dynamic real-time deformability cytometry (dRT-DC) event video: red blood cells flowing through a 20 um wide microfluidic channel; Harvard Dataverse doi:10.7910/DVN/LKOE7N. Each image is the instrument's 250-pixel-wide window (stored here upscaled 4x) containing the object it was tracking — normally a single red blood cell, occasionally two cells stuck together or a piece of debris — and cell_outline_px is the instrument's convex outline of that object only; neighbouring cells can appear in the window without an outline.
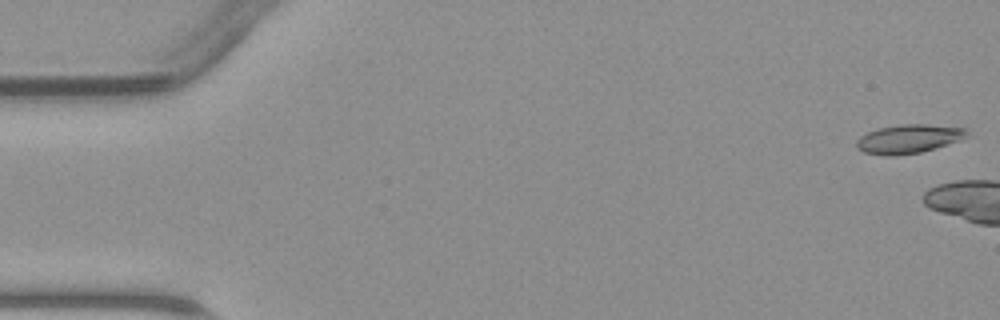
{"species": "common noctule bat (a hibernating species)", "species_latin": "Nyctalus noctula", "temperature_condition": "warm", "stored_images_in_passage": 6, "camera_frame_rate_fps": 3000, "um_per_image_px": 0.085, "animal": {"sex": "male", "body_mass_g": 23.1, "forearm_length_mm": 52.7}, "frame": {"image": 1, "passage_image": 1, "time_ms": 0.0, "image_size_px": [1000, 320], "cell_outline_px": [[972, 136], [960, 140], [920, 152], [892, 156], [888, 156], [864, 152], [856, 148], [856, 140], [860, 136], [876, 128], [900, 124], [928, 124], [968, 128]], "centroid_in_image_um": [77.27, 11.78], "position_along_channel_um": 7.7, "area_um2": 18.79}}